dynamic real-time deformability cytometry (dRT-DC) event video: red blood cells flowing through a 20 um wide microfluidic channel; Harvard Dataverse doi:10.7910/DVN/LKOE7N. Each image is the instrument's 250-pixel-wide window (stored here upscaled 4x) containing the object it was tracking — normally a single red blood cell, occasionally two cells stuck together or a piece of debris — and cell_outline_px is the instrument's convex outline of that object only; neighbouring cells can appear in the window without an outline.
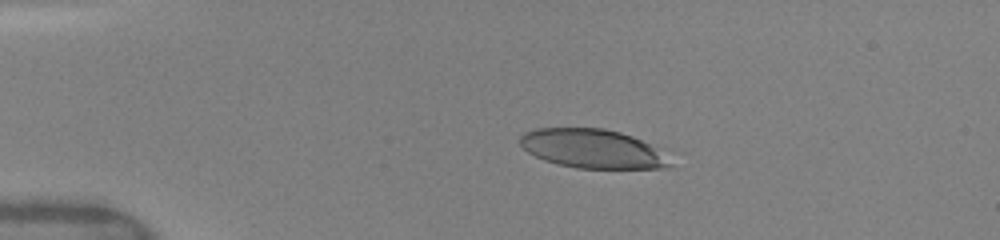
{"species": "human", "species_latin": "Homo sapiens", "temperature_condition": "warm", "stored_images_in_passage": 20, "camera_frame_rate_fps": 3000, "um_per_image_px": 0.085, "donor": {"sex": "female"}, "frame": {"image": 1, "passage_image": 13, "time_ms": 3.0, "image_size_px": [1000, 240], "cell_outline_px": [[676, 156], [672, 164], [668, 168], [576, 168], [544, 160], [528, 152], [520, 144], [520, 136], [524, 132], [536, 128], [604, 128], [620, 132], [632, 136], [664, 148], [672, 152]], "centroid_in_image_um": [50.54, 12.64], "position_along_channel_um": 34.5, "area_um2": 34.97}}
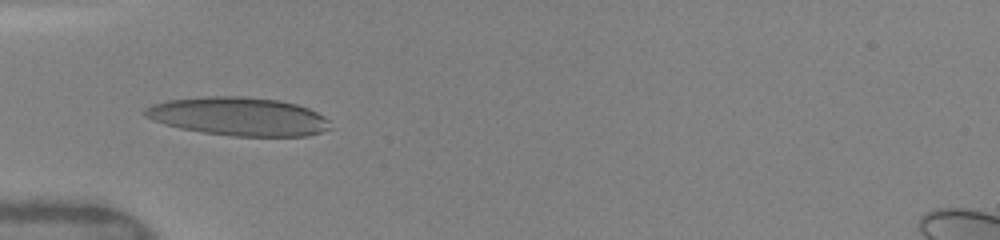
{"frame": {"image": 2, "passage_image": 17, "time_ms": 5.0, "image_size_px": [1000, 240], "cell_outline_px": [[332, 128], [308, 136], [232, 136], [204, 132], [180, 128], [164, 124], [152, 120], [144, 116], [140, 112], [144, 108], [152, 104], [168, 100], [204, 96], [244, 96], [280, 100], [296, 104], [308, 108], [324, 116], [328, 120]], "centroid_in_image_um": [20.25, 9.89], "position_along_channel_um": 64.7, "area_um2": 41.73}}